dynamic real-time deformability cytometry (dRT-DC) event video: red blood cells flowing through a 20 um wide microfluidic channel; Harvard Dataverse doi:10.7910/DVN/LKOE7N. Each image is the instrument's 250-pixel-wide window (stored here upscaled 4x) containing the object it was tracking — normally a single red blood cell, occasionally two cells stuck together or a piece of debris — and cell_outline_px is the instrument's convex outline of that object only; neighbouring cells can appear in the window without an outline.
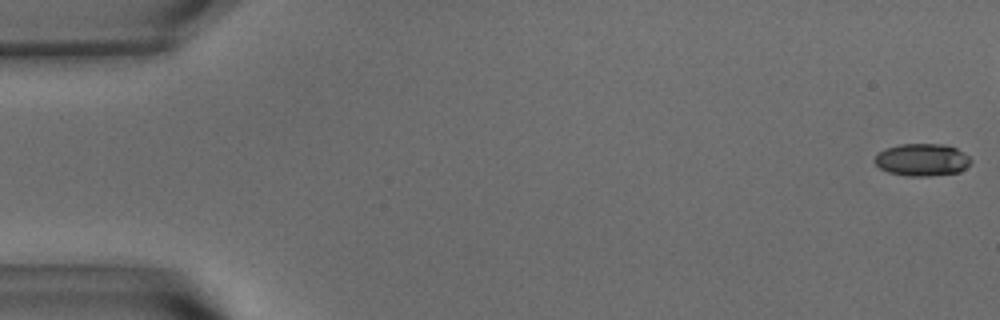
{"species": "common noctule bat (a hibernating species)", "species_latin": "Nyctalus noctula", "temperature_condition": "warm", "stored_images_in_passage": 49, "camera_frame_rate_fps": 3000, "um_per_image_px": 0.085, "animal": {"sex": "male", "body_mass_g": 15.6}, "frame": {"image": 1, "passage_image": 1, "time_ms": 0.0, "image_size_px": [1000, 320], "cell_outline_px": [[972, 160], [960, 172], [932, 176], [908, 176], [888, 172], [880, 168], [872, 160], [884, 148], [900, 144], [944, 144], [956, 148], [968, 156]], "centroid_in_image_um": [78.35, 13.58], "position_along_channel_um": 6.6, "area_um2": 18.15}}
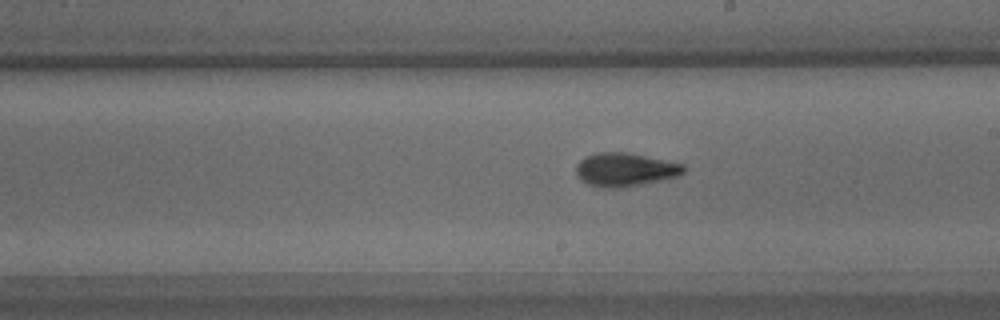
{"frame": {"image": 2, "passage_image": 32, "time_ms": 10.333, "image_size_px": [1000, 320], "cell_outline_px": [[684, 172], [676, 176], [660, 180], [620, 188], [608, 188], [588, 184], [580, 180], [576, 172], [576, 164], [584, 156], [596, 152], [628, 152], [684, 164]], "centroid_in_image_um": [53.08, 14.4], "position_along_channel_um": 235.9, "area_um2": 20.92}}
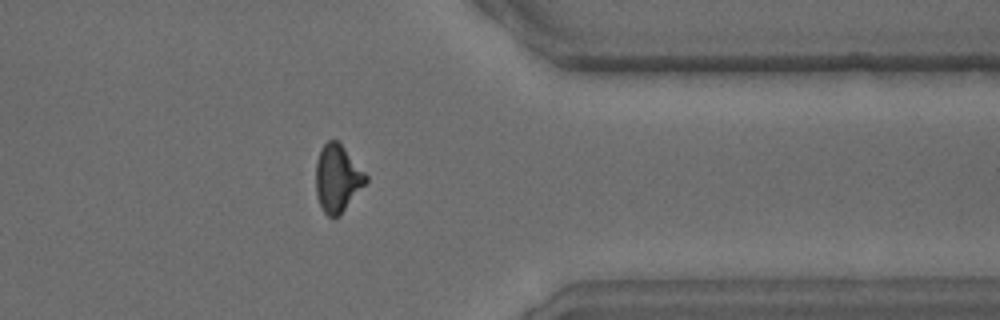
{"frame": {"image": 3, "passage_image": 45, "time_ms": 14.667, "image_size_px": [1000, 320], "cell_outline_px": [[368, 180], [340, 216], [332, 220], [324, 212], [320, 204], [316, 192], [316, 160], [320, 148], [328, 140], [336, 140], [344, 148], [368, 176]], "centroid_in_image_um": [28.67, 15.19], "position_along_channel_um": 382.7, "area_um2": 19.59}, "authors_computed_cell_mechanics": {"area_um2": 19.4786, "velocity_mm_per_s": 3.647, "shape_relaxation_time_tau1_ms": 4.2288, "shape_relaxation_time_tau2_ms": 2.446, "deformation_change_tau1": 0.1809, "deformation_change_tau2": 0.1002}}